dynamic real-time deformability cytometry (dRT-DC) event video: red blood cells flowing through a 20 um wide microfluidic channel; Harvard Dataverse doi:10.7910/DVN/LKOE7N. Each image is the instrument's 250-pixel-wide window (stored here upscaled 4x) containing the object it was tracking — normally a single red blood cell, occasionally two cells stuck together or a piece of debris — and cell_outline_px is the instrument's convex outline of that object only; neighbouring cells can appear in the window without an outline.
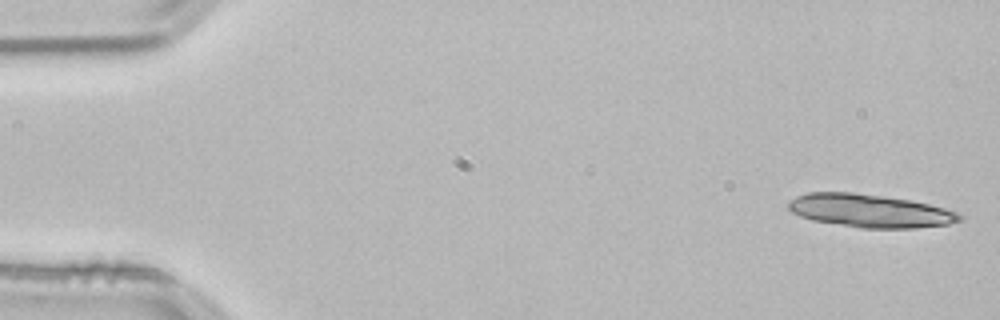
{"species": "common noctule bat (a hibernating species)", "species_latin": "Nyctalus noctula", "temperature_condition": "room temperature", "stored_images_in_passage": 14, "camera_frame_rate_fps": 3000, "um_per_image_px": 0.085, "animal": {"sex": "male", "body_mass_g": 21.5, "forearm_length_mm": 52.0}, "frame": {"image": 1, "passage_image": 1, "time_ms": 0.0, "image_size_px": [1000, 320], "cell_outline_px": [[964, 220], [948, 224], [916, 228], [864, 228], [812, 220], [800, 216], [792, 212], [788, 208], [788, 204], [796, 196], [808, 192], [852, 192], [912, 200], [944, 208], [956, 212]], "centroid_in_image_um": [73.94, 17.91], "position_along_channel_um": 11.1, "area_um2": 32.83}}